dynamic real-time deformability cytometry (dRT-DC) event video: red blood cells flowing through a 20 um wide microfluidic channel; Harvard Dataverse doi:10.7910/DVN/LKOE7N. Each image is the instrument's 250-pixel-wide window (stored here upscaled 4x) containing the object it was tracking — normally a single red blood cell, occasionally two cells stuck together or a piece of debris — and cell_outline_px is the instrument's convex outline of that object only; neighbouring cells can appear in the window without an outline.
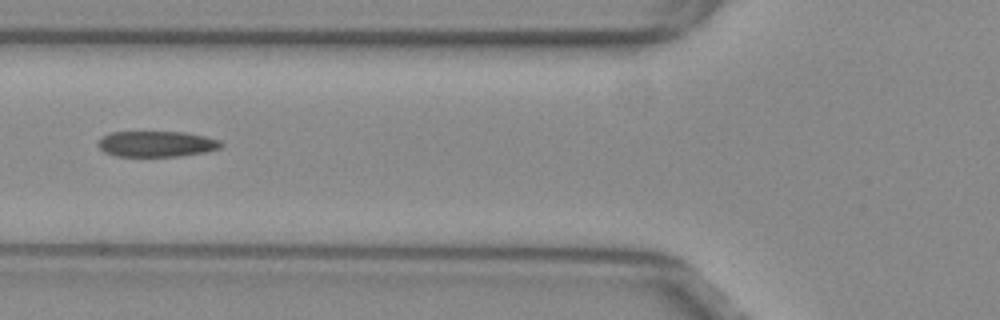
{"species": "common noctule bat (a hibernating species)", "species_latin": "Nyctalus noctula", "temperature_condition": "warm", "stored_images_in_passage": 48, "camera_frame_rate_fps": 3000, "um_per_image_px": 0.085, "animal": {"sex": "female", "body_mass_g": 29.2, "forearm_length_mm": 56.3}, "frame": {"image": 1, "passage_image": 15, "time_ms": 4.667, "image_size_px": [1000, 320], "cell_outline_px": [[224, 144], [220, 148], [204, 152], [180, 156], [116, 156], [104, 152], [96, 144], [104, 136], [112, 132], [184, 132], [204, 136], [220, 140]], "centroid_in_image_um": [13.32, 12.23], "position_along_channel_um": 112.5, "area_um2": 18.38}}
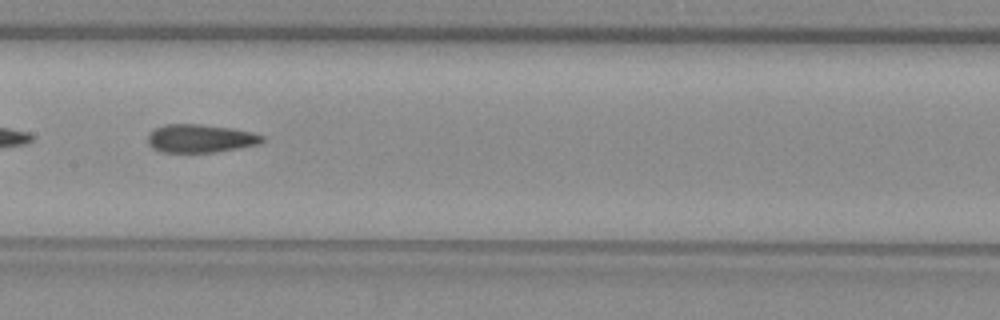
{"frame": {"image": 2, "passage_image": 21, "time_ms": 6.667, "image_size_px": [1000, 320], "cell_outline_px": [[264, 140], [260, 144], [216, 152], [160, 152], [152, 148], [148, 144], [148, 136], [156, 128], [164, 124], [200, 124], [232, 128], [252, 132], [264, 136]], "centroid_in_image_um": [17.04, 11.77], "position_along_channel_um": 190.4, "area_um2": 18.84}}
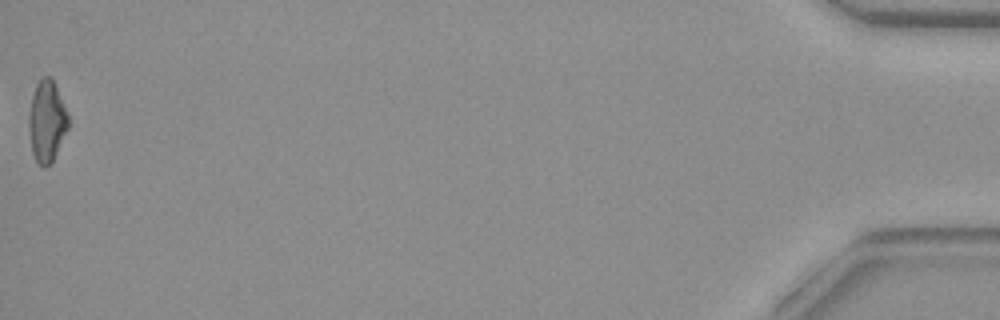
{"frame": {"image": 3, "passage_image": 48, "time_ms": 15.667, "image_size_px": [1000, 320], "cell_outline_px": [[68, 128], [52, 164], [44, 168], [36, 160], [32, 152], [28, 128], [28, 116], [32, 96], [36, 84], [44, 76], [52, 76], [68, 112]], "centroid_in_image_um": [3.99, 10.31], "position_along_channel_um": 431.2, "area_um2": 18.96}, "authors_computed_cell_mechanics": {"area_um2": 19.3052, "velocity_mm_per_s": 3.8843, "shape_relaxation_time_tau1_ms": null, "shape_relaxation_time_tau2_ms": 3.118, "deformation_change_tau1": null, "deformation_change_tau2": 0.1265}}